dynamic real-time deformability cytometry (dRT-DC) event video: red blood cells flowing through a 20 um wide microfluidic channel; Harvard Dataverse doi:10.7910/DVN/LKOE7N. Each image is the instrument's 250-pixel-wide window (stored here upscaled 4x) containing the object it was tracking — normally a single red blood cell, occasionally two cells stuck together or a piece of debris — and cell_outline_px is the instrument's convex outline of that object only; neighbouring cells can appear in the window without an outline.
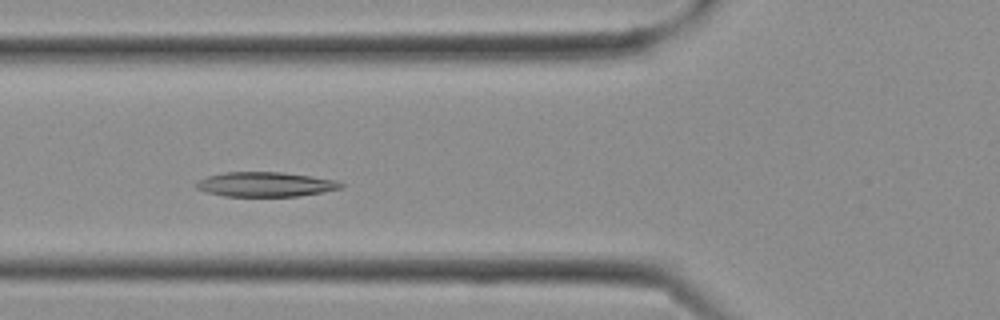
{"species": "Egyptian fruit bat (a non-hibernating species)", "species_latin": "Rousettus aegyptiacus", "temperature_condition": "cold", "stored_images_in_passage": 9, "camera_frame_rate_fps": 3000, "um_per_image_px": 0.085, "frame": {"image": 1, "passage_image": 4, "time_ms": 1.0, "image_size_px": [1000, 320], "cell_outline_px": [[344, 188], [324, 192], [300, 196], [224, 196], [208, 192], [196, 188], [192, 184], [196, 180], [208, 176], [224, 172], [280, 172], [312, 176], [336, 180], [344, 184]], "centroid_in_image_um": [22.56, 15.67], "position_along_channel_um": 103.2, "area_um2": 20.98}}
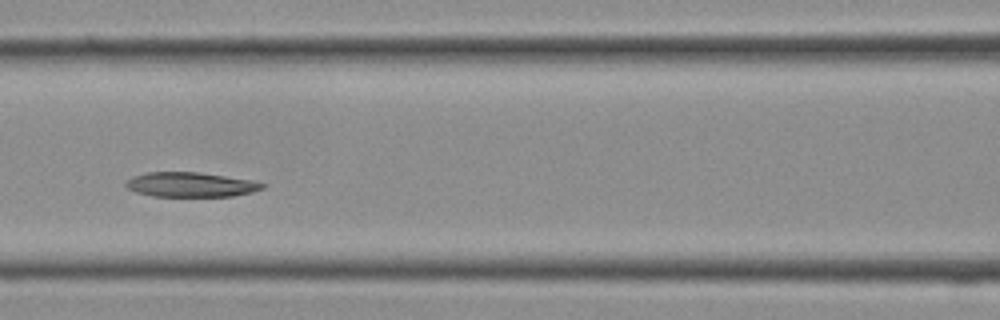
{"frame": {"image": 2, "passage_image": 6, "time_ms": 1.667, "image_size_px": [1000, 320], "cell_outline_px": [[268, 184], [264, 188], [252, 192], [232, 196], [152, 196], [136, 192], [128, 188], [124, 184], [132, 176], [148, 172], [196, 172], [224, 176], [248, 180]], "centroid_in_image_um": [16.19, 15.69], "position_along_channel_um": 150.4, "area_um2": 19.42}}
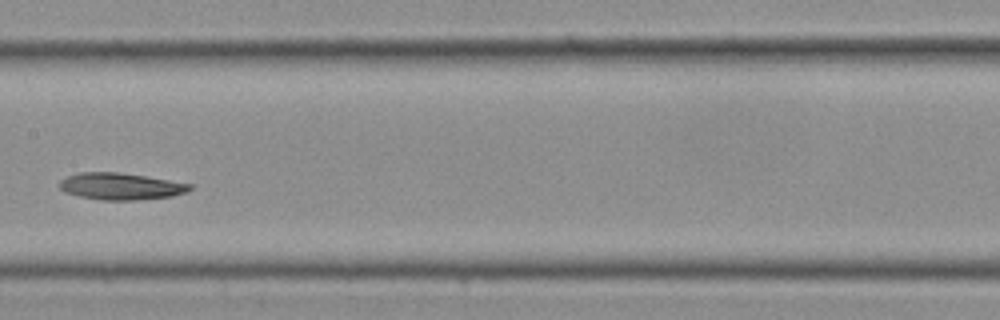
{"frame": {"image": 3, "passage_image": 8, "time_ms": 2.333, "image_size_px": [1000, 320], "cell_outline_px": [[192, 188], [188, 192], [172, 196], [136, 200], [100, 200], [80, 196], [64, 192], [60, 188], [60, 180], [68, 176], [80, 172], [120, 172], [192, 184]], "centroid_in_image_um": [10.26, 15.84], "position_along_channel_um": 197.1, "area_um2": 20.29}}